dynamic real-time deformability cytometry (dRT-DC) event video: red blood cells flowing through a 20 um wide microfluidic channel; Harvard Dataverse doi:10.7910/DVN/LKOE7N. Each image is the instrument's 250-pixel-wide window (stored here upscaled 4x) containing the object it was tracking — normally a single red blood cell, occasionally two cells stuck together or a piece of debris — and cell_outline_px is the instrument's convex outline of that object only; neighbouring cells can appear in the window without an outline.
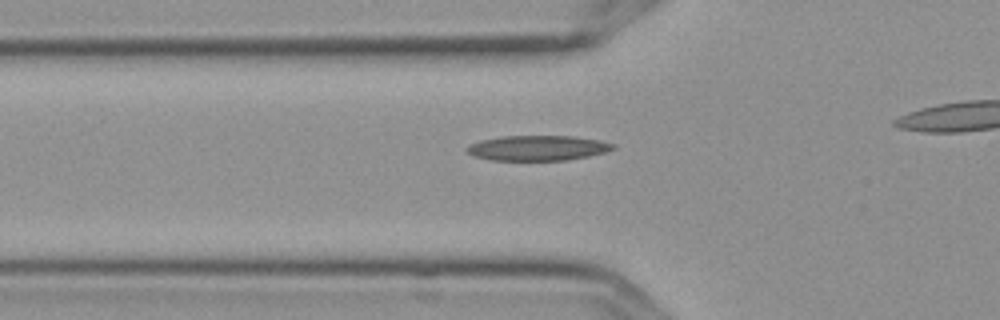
{"species": "Egyptian fruit bat (a non-hibernating species)", "species_latin": "Rousettus aegyptiacus", "temperature_condition": "cold", "stored_images_in_passage": 4, "camera_frame_rate_fps": 3000, "um_per_image_px": 0.085, "frame": {"image": 1, "passage_image": 4, "time_ms": 1.0, "image_size_px": [1000, 320], "cell_outline_px": [[616, 148], [604, 152], [588, 156], [564, 160], [492, 160], [472, 156], [464, 148], [468, 144], [480, 140], [500, 136], [576, 136], [600, 140], [616, 144]], "centroid_in_image_um": [45.67, 12.57], "position_along_channel_um": 80.1, "area_um2": 21.56}}